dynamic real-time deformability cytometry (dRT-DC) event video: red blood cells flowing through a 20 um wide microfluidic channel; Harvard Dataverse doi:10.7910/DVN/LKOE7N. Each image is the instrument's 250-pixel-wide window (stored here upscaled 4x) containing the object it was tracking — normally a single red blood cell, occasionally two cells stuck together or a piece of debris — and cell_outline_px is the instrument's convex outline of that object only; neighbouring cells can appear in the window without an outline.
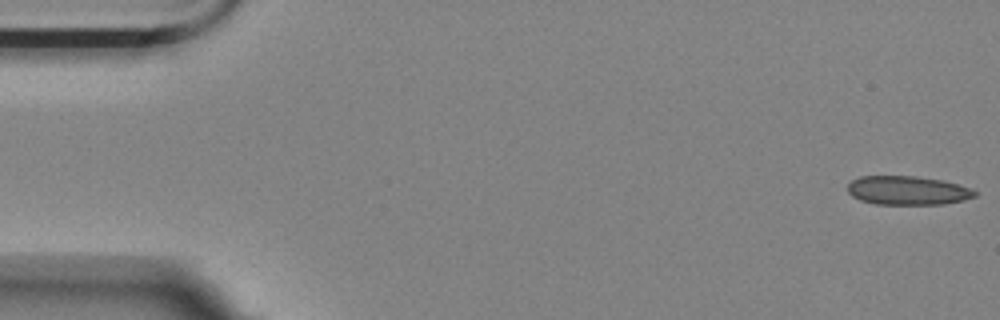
{"species": "Egyptian fruit bat (a non-hibernating species)", "species_latin": "Rousettus aegyptiacus", "temperature_condition": "room temperature", "stored_images_in_passage": 50, "camera_frame_rate_fps": 3000, "um_per_image_px": 0.085, "animal": {"sex": "female"}, "frame": {"image": 1, "passage_image": 1, "time_ms": 0.0, "image_size_px": [1000, 320], "cell_outline_px": [[976, 196], [964, 200], [944, 204], [876, 204], [860, 200], [852, 196], [848, 192], [848, 184], [852, 180], [860, 176], [916, 176], [944, 180], [968, 188], [976, 192]], "centroid_in_image_um": [77.12, 16.19], "position_along_channel_um": 7.9, "area_um2": 21.33}}
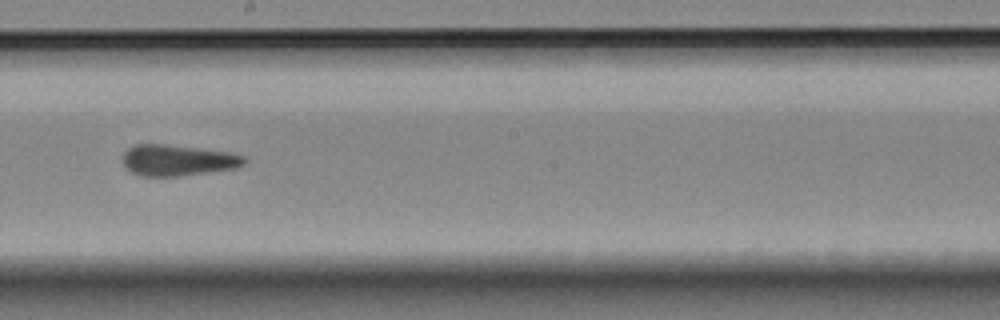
{"frame": {"image": 2, "passage_image": 31, "time_ms": 10.0, "image_size_px": [1000, 320], "cell_outline_px": [[248, 160], [244, 164], [236, 168], [180, 176], [140, 176], [132, 172], [124, 164], [124, 152], [128, 148], [136, 144], [164, 144], [228, 152], [244, 156]], "centroid_in_image_um": [15.12, 13.62], "position_along_channel_um": 233.1, "area_um2": 21.79}}
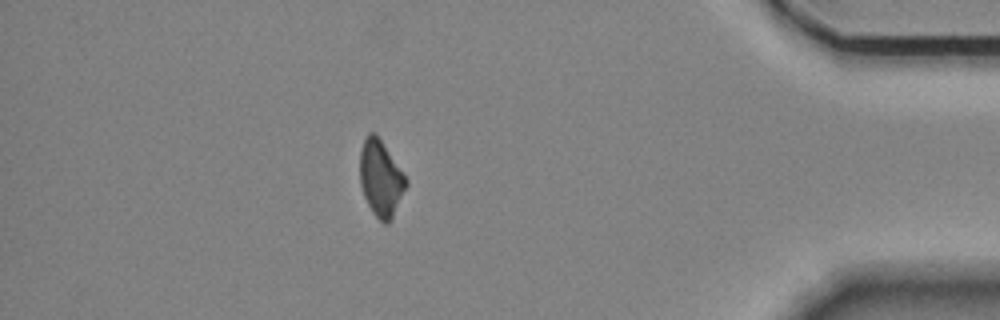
{"frame": {"image": 3, "passage_image": 49, "time_ms": 16.0, "image_size_px": [1000, 320], "cell_outline_px": [[408, 184], [388, 224], [384, 224], [372, 212], [364, 196], [360, 184], [360, 152], [364, 140], [368, 132], [372, 132], [380, 140], [408, 180]], "centroid_in_image_um": [32.35, 15.18], "position_along_channel_um": 402.8, "area_um2": 19.94}}